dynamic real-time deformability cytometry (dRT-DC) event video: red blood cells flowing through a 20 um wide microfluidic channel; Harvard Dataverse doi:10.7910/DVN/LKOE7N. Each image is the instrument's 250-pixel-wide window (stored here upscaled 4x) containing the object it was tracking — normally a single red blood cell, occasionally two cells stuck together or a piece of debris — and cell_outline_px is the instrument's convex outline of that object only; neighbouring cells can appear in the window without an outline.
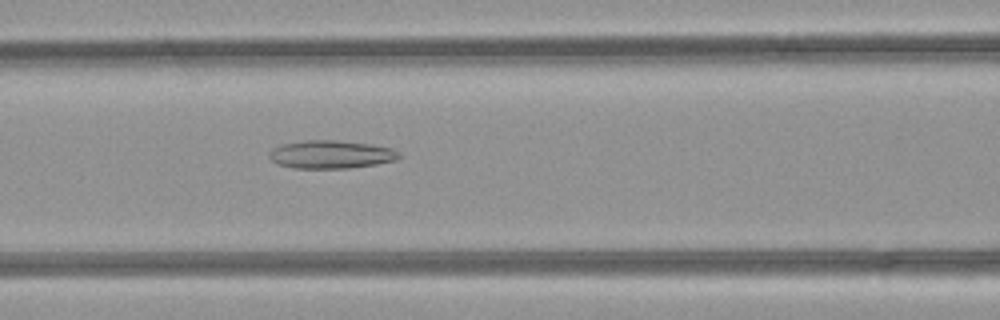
{"species": "common noctule bat (a hibernating species)", "species_latin": "Nyctalus noctula", "temperature_condition": "room temperature", "stored_images_in_passage": 28, "camera_frame_rate_fps": 3000, "um_per_image_px": 0.085, "animal": {"sex": "female", "body_mass_g": 21.9}, "frame": {"image": 1, "passage_image": 19, "time_ms": 6.0, "image_size_px": [1000, 320], "cell_outline_px": [[404, 156], [396, 160], [376, 164], [348, 168], [296, 168], [276, 164], [268, 156], [268, 152], [272, 148], [284, 144], [304, 140], [336, 140], [372, 144], [392, 148], [400, 152]], "centroid_in_image_um": [28.16, 13.12], "position_along_channel_um": 138.4, "area_um2": 21.44}}
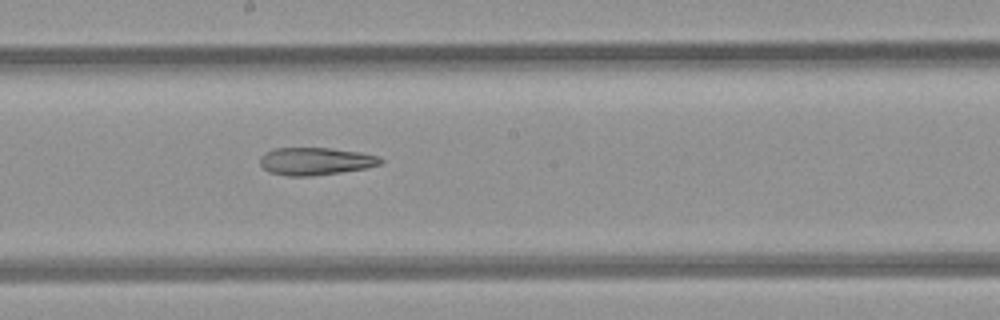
{"frame": {"image": 2, "passage_image": 25, "time_ms": 8.0, "image_size_px": [1000, 320], "cell_outline_px": [[384, 160], [380, 164], [364, 168], [340, 172], [312, 176], [288, 176], [268, 172], [260, 164], [260, 156], [276, 148], [332, 148], [360, 152], [380, 156]], "centroid_in_image_um": [26.83, 13.7], "position_along_channel_um": 221.4, "area_um2": 19.31}}
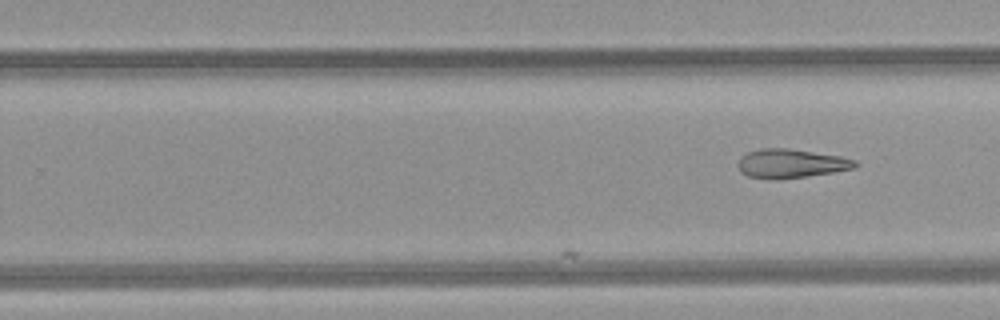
{"frame": {"image": 3, "passage_image": 28, "time_ms": 9.0, "image_size_px": [1000, 320], "cell_outline_px": [[860, 164], [856, 168], [808, 176], [776, 180], [768, 180], [748, 176], [740, 172], [736, 164], [740, 156], [748, 152], [760, 148], [788, 148], [840, 156], [856, 160]], "centroid_in_image_um": [67.2, 13.91], "position_along_channel_um": 262.6, "area_um2": 20.11}}